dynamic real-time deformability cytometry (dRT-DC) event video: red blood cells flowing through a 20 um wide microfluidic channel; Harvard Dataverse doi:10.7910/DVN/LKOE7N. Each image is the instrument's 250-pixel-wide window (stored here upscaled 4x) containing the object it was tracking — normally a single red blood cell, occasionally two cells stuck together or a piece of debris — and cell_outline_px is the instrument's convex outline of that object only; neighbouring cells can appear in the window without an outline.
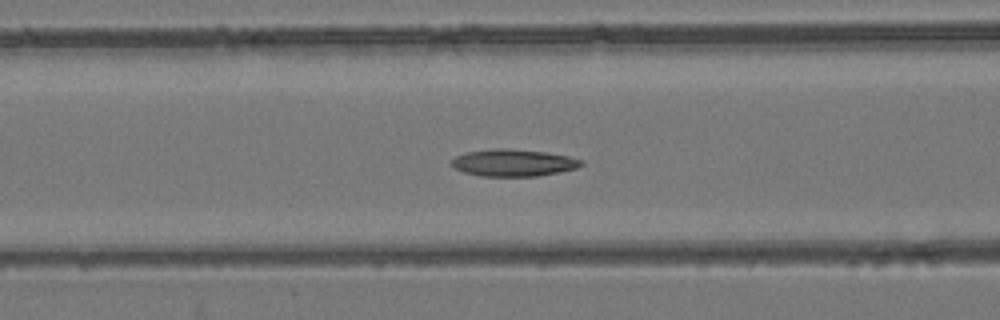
{"species": "common noctule bat (a hibernating species)", "species_latin": "Nyctalus noctula", "temperature_condition": "room temperature", "stored_images_in_passage": 54, "camera_frame_rate_fps": 3000, "um_per_image_px": 0.085, "animal": {"sex": "female", "body_mass_g": 24.6, "forearm_length_mm": 56.2}, "frame": {"image": 1, "passage_image": 22, "time_ms": 7.0, "image_size_px": [1000, 320], "cell_outline_px": [[584, 164], [576, 168], [560, 172], [536, 176], [480, 176], [464, 172], [456, 168], [452, 164], [452, 160], [456, 156], [464, 152], [492, 148], [508, 148], [544, 152], [568, 156], [584, 160]], "centroid_in_image_um": [43.65, 13.83], "position_along_channel_um": 123.0, "area_um2": 20.46}}
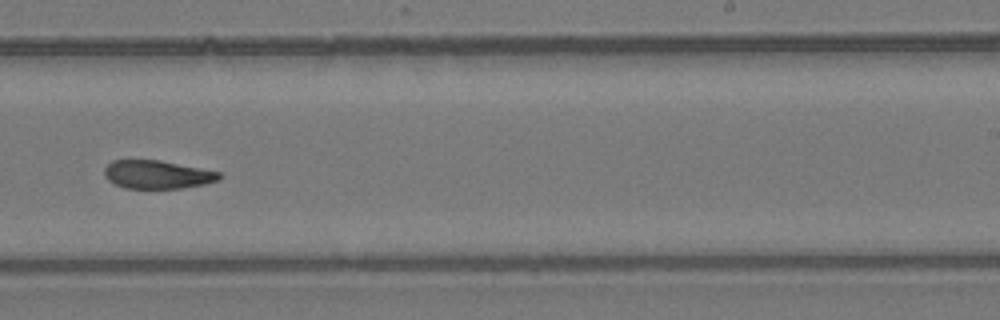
{"frame": {"image": 2, "passage_image": 34, "time_ms": 11.0, "image_size_px": [1000, 320], "cell_outline_px": [[224, 176], [220, 180], [204, 184], [180, 188], [124, 188], [108, 180], [104, 176], [104, 168], [112, 160], [160, 160], [220, 172]], "centroid_in_image_um": [13.38, 14.83], "position_along_channel_um": 275.6, "area_um2": 18.96}}
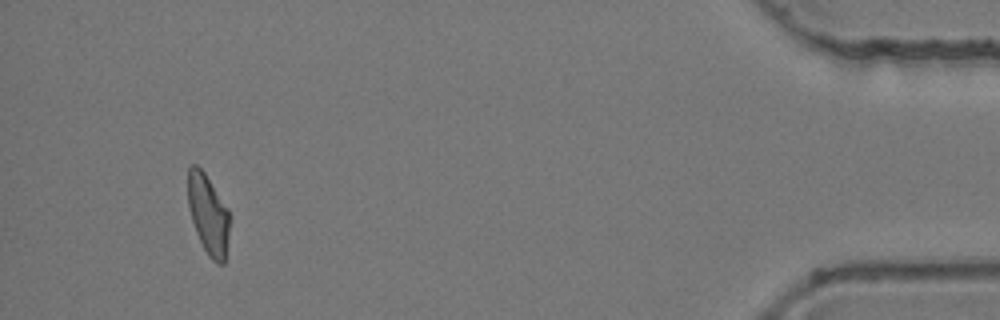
{"frame": {"image": 3, "passage_image": 51, "time_ms": 16.667, "image_size_px": [1000, 320], "cell_outline_px": [[228, 236], [224, 264], [216, 264], [208, 256], [196, 232], [188, 208], [188, 168], [192, 164], [196, 164], [204, 172], [228, 208]], "centroid_in_image_um": [17.68, 18.22], "position_along_channel_um": 417.5, "area_um2": 19.19}, "authors_computed_cell_mechanics": {"area_um2": 20.3745, "velocity_mm_per_s": 3.8277, "shape_relaxation_time_tau1_ms": null, "shape_relaxation_time_tau2_ms": 4.8206, "deformation_change_tau1": null, "deformation_change_tau2": 0.1256}}